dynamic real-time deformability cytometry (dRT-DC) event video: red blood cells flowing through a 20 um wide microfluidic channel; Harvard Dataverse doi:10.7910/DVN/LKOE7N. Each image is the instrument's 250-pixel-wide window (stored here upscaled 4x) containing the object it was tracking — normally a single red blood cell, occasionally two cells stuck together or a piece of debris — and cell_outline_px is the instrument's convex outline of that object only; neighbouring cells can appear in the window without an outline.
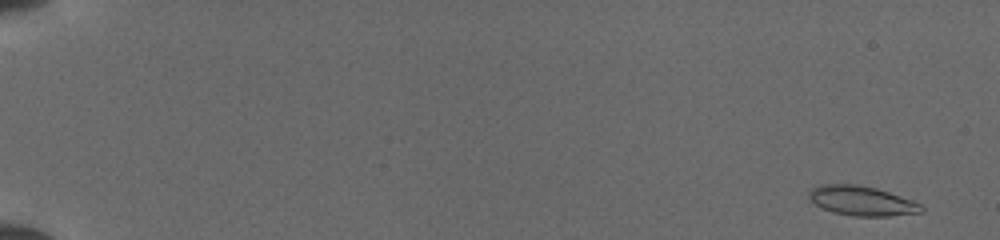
{"species": "common noctule bat (a hibernating species)", "species_latin": "Nyctalus noctula", "temperature_condition": "cold", "stored_images_in_passage": 51, "camera_frame_rate_fps": 3000, "um_per_image_px": 0.085, "animal": {"sex": "female", "body_mass_g": 19.5, "forearm_length_mm": 54.1}, "frame": {"image": 1, "passage_image": 2, "time_ms": 0.333, "image_size_px": [1000, 240], "cell_outline_px": [[924, 212], [888, 216], [852, 216], [832, 212], [820, 208], [808, 200], [808, 192], [812, 188], [820, 184], [856, 184], [876, 188], [912, 200], [920, 204], [924, 208]], "centroid_in_image_um": [73.2, 17.07], "position_along_channel_um": 11.8, "area_um2": 19.59}}
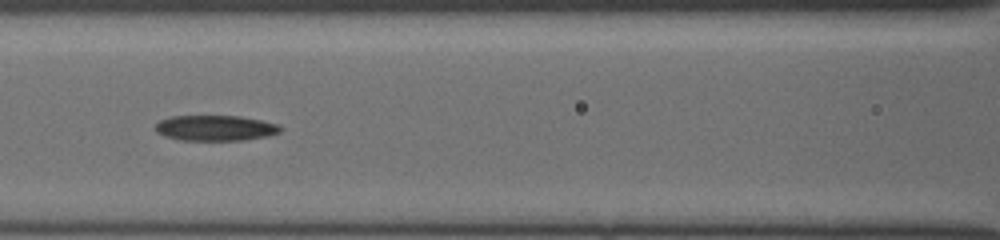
{"frame": {"image": 2, "passage_image": 25, "time_ms": 8.0, "image_size_px": [1000, 240], "cell_outline_px": [[284, 128], [280, 132], [268, 136], [244, 140], [180, 140], [164, 136], [156, 132], [156, 124], [160, 120], [172, 116], [240, 116], [280, 124]], "centroid_in_image_um": [18.34, 10.88], "position_along_channel_um": 148.3, "area_um2": 18.67}}
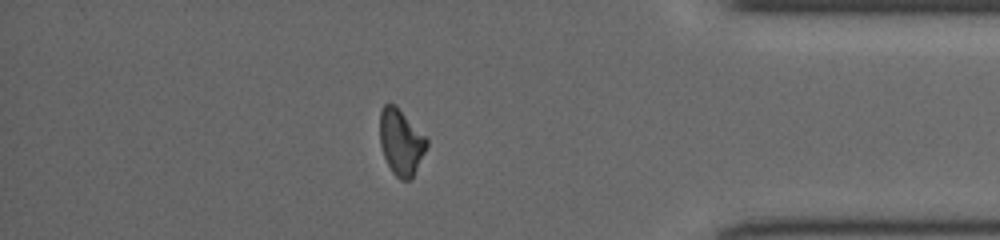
{"frame": {"image": 3, "passage_image": 45, "time_ms": 14.667, "image_size_px": [1000, 240], "cell_outline_px": [[428, 144], [412, 180], [400, 180], [392, 172], [384, 156], [380, 144], [380, 112], [384, 104], [396, 104], [428, 140]], "centroid_in_image_um": [34.08, 12.08], "position_along_channel_um": 401.1, "area_um2": 17.98}}